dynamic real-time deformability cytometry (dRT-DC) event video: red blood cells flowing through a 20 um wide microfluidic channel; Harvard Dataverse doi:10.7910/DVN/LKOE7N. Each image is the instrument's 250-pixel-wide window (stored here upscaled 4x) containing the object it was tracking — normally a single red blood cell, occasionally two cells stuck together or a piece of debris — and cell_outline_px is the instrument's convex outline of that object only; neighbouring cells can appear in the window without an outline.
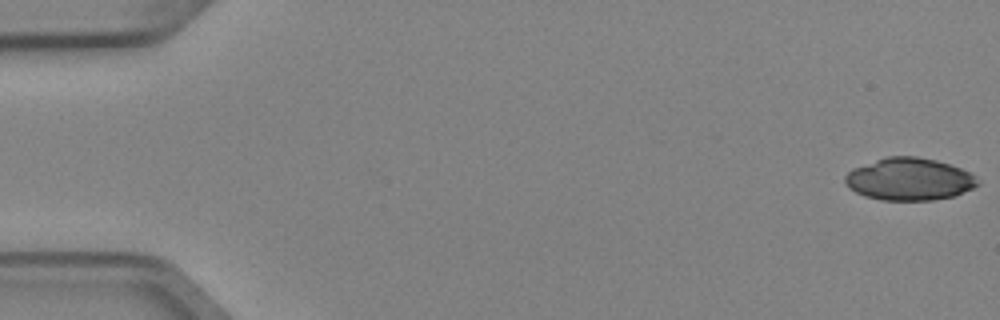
{"species": "Egyptian fruit bat (a non-hibernating species)", "species_latin": "Rousettus aegyptiacus", "temperature_condition": "cold", "stored_images_in_passage": 5, "camera_frame_rate_fps": 3000, "um_per_image_px": 0.085, "animal": {"sex": "female"}, "frame": {"image": 1, "passage_image": 1, "time_ms": 0.0, "image_size_px": [1000, 320], "cell_outline_px": [[980, 184], [956, 196], [932, 200], [880, 200], [864, 196], [848, 188], [844, 180], [844, 176], [852, 168], [888, 156], [916, 156], [936, 160], [960, 168], [976, 176], [980, 180]], "centroid_in_image_um": [77.29, 15.24], "position_along_channel_um": 7.7, "area_um2": 32.89}}
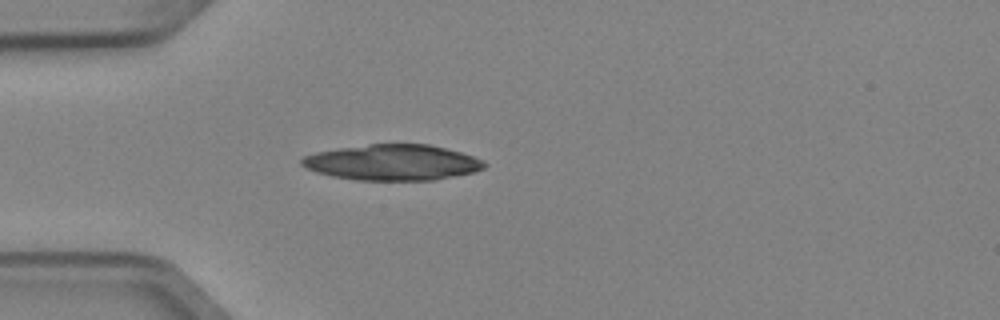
{"frame": {"image": 2, "passage_image": 5, "time_ms": 1.333, "image_size_px": [1000, 320], "cell_outline_px": [[488, 164], [484, 168], [472, 172], [436, 180], [356, 180], [332, 176], [316, 172], [300, 164], [300, 160], [304, 156], [316, 152], [340, 148], [368, 144], [428, 144], [460, 152], [484, 160]], "centroid_in_image_um": [33.36, 13.81], "position_along_channel_um": 51.6, "area_um2": 37.92}}